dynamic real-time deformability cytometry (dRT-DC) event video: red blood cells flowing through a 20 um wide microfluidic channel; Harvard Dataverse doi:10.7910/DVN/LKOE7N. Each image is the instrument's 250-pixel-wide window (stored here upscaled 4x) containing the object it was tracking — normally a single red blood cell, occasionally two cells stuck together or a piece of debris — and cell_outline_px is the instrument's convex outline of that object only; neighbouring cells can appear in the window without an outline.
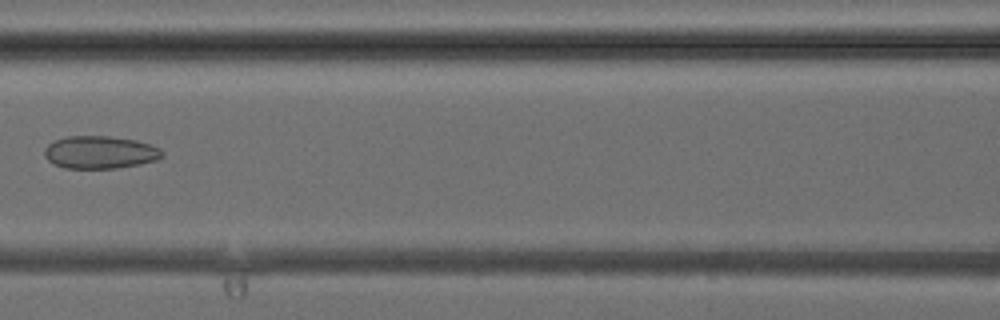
{"species": "common noctule bat (a hibernating species)", "species_latin": "Nyctalus noctula", "temperature_condition": "cold", "stored_images_in_passage": 4, "camera_frame_rate_fps": 3000, "um_per_image_px": 0.085, "animal": {"sex": "female", "body_mass_g": 24.6, "forearm_length_mm": 56.2}, "frame": {"image": 1, "passage_image": 4, "time_ms": 4.333, "image_size_px": [1000, 320], "cell_outline_px": [[164, 156], [156, 160], [140, 164], [116, 168], [64, 168], [52, 164], [44, 156], [44, 148], [48, 144], [56, 140], [68, 136], [108, 136], [136, 140], [160, 148], [164, 152]], "centroid_in_image_um": [8.49, 12.95], "position_along_channel_um": 158.1, "area_um2": 22.48}}